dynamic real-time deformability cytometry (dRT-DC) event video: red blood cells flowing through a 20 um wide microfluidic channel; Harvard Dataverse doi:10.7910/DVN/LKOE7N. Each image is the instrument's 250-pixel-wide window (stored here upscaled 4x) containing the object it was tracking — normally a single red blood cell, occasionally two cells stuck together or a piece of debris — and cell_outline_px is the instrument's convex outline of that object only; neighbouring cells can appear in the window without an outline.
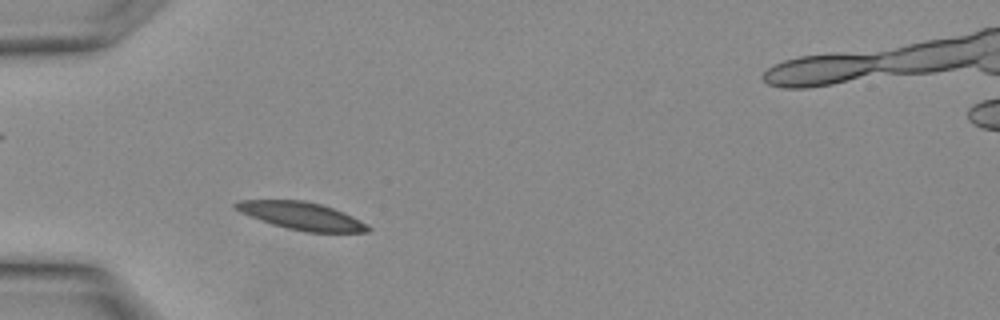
{"species": "Egyptian fruit bat (a non-hibernating species)", "species_latin": "Rousettus aegyptiacus", "temperature_condition": "warm", "stored_images_in_passage": 11, "camera_frame_rate_fps": 3000, "um_per_image_px": 0.085, "animal": {"sex": "female"}, "frame": {"image": 1, "passage_image": 5, "time_ms": 1.333, "image_size_px": [1000, 320], "cell_outline_px": [[372, 228], [368, 232], [308, 232], [288, 228], [272, 224], [260, 220], [240, 212], [232, 208], [232, 204], [240, 200], [304, 200], [320, 204], [344, 212], [368, 224]], "centroid_in_image_um": [25.62, 18.35], "position_along_channel_um": 59.4, "area_um2": 21.27}}
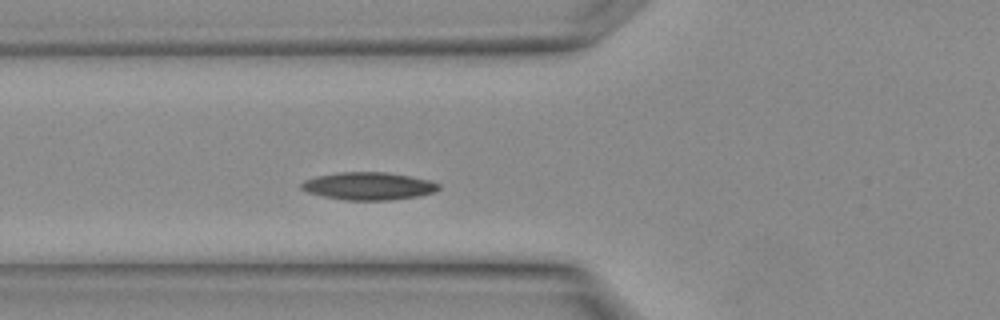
{"frame": {"image": 2, "passage_image": 7, "time_ms": 2.0, "image_size_px": [1000, 320], "cell_outline_px": [[440, 188], [432, 192], [420, 196], [388, 200], [344, 200], [324, 196], [308, 192], [300, 188], [300, 184], [304, 180], [316, 176], [336, 172], [384, 172], [408, 176], [428, 180], [440, 184]], "centroid_in_image_um": [31.29, 15.81], "position_along_channel_um": 94.5, "area_um2": 22.02}}
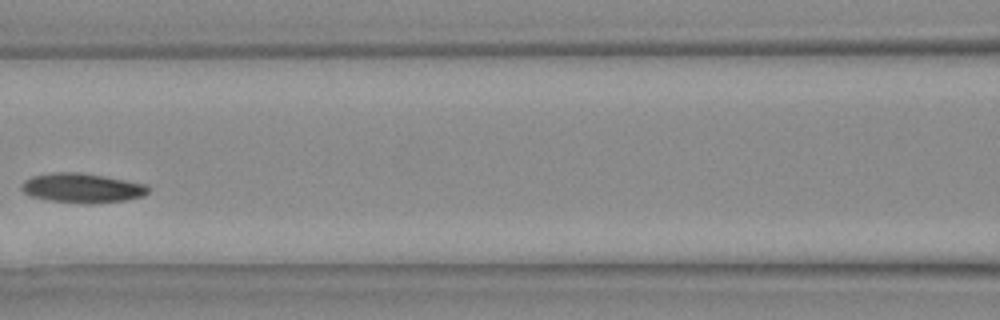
{"frame": {"image": 3, "passage_image": 10, "time_ms": 3.0, "image_size_px": [1000, 320], "cell_outline_px": [[148, 192], [144, 196], [124, 200], [92, 204], [80, 204], [48, 200], [32, 196], [24, 192], [20, 188], [20, 184], [24, 180], [32, 176], [56, 172], [76, 172], [104, 176], [144, 184], [148, 188]], "centroid_in_image_um": [6.94, 15.99], "position_along_channel_um": 159.7, "area_um2": 21.73}}